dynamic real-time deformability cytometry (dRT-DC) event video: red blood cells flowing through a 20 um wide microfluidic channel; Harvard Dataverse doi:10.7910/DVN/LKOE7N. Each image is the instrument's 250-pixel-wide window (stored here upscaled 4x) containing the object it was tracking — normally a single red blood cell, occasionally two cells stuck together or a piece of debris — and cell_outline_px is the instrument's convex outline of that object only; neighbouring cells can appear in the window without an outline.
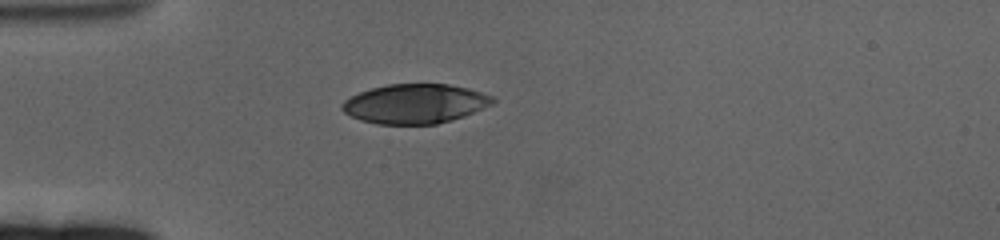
{"species": "human", "species_latin": "Homo sapiens", "temperature_condition": "cold", "stored_images_in_passage": 45, "camera_frame_rate_fps": 3000, "um_per_image_px": 0.085, "donor": {"sex": "female"}, "frame": {"image": 1, "passage_image": 1, "time_ms": 0.0, "image_size_px": [1000, 240], "cell_outline_px": [[496, 100], [492, 104], [464, 116], [452, 120], [436, 124], [376, 124], [360, 120], [344, 112], [340, 108], [340, 104], [344, 100], [360, 92], [372, 88], [388, 84], [448, 84], [468, 88], [492, 96]], "centroid_in_image_um": [35.26, 8.82], "position_along_channel_um": 49.7, "area_um2": 34.56}}
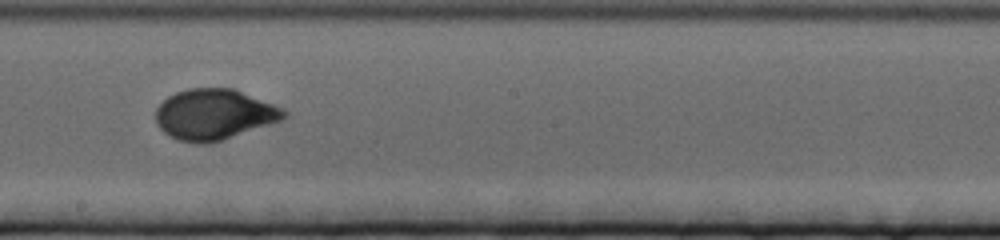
{"frame": {"image": 2, "passage_image": 19, "time_ms": 6.0, "image_size_px": [1000, 240], "cell_outline_px": [[288, 116], [280, 120], [208, 144], [196, 144], [176, 140], [168, 136], [156, 124], [156, 108], [168, 96], [176, 92], [188, 88], [232, 88], [272, 104], [288, 112]], "centroid_in_image_um": [18.13, 9.73], "position_along_channel_um": 230.1, "area_um2": 37.45}}
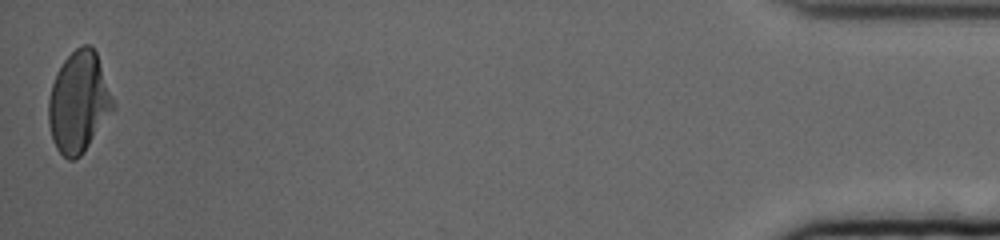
{"frame": {"image": 3, "passage_image": 45, "time_ms": 14.667, "image_size_px": [1000, 240], "cell_outline_px": [[116, 108], [80, 156], [72, 160], [68, 160], [56, 148], [52, 140], [48, 124], [48, 100], [52, 84], [56, 72], [64, 60], [76, 48], [84, 44], [88, 44], [96, 52], [116, 104]], "centroid_in_image_um": [6.69, 8.69], "position_along_channel_um": 428.5, "area_um2": 38.03}, "authors_computed_cell_mechanics": {"area_um2": 36.992, "velocity_mm_per_s": 3.2733, "shape_relaxation_time_tau1_ms": 4.1714, "shape_relaxation_time_tau2_ms": null, "deformation_change_tau1": 0.1869, "deformation_change_tau2": null}}